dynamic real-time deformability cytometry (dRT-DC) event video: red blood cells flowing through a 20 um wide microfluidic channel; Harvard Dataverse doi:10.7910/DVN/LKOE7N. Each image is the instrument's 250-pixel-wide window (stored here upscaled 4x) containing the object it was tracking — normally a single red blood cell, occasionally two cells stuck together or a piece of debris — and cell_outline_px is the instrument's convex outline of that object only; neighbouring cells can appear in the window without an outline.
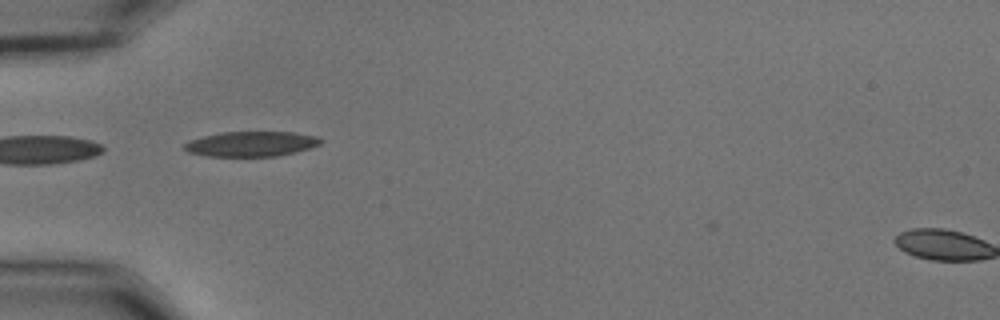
{"species": "common noctule bat (a hibernating species)", "species_latin": "Nyctalus noctula", "temperature_condition": "cold", "stored_images_in_passage": 4, "camera_frame_rate_fps": 3000, "um_per_image_px": 0.085, "animal": {"sex": "male", "body_mass_g": 15.6}, "frame": {"image": 1, "passage_image": 1, "time_ms": 0.0, "image_size_px": [1000, 320], "cell_outline_px": [[324, 140], [320, 144], [296, 152], [276, 156], [208, 156], [188, 152], [184, 148], [184, 144], [188, 140], [220, 132], [292, 132], [320, 136]], "centroid_in_image_um": [21.38, 12.22], "position_along_channel_um": 63.6, "area_um2": 19.94}}